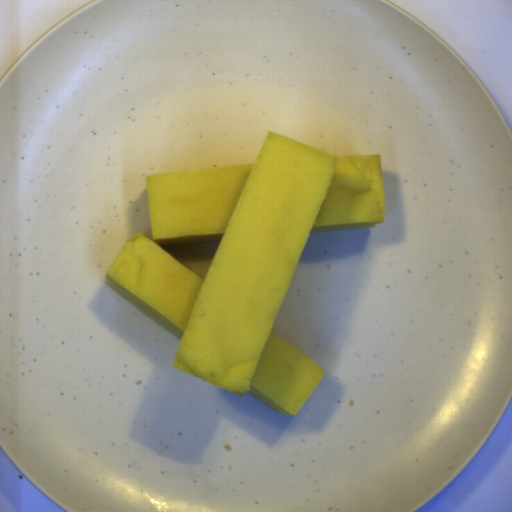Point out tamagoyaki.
Masks as SVG:
<instances>
[{"label": "tamagoyaki", "mask_w": 512, "mask_h": 512, "mask_svg": "<svg viewBox=\"0 0 512 512\" xmlns=\"http://www.w3.org/2000/svg\"><path fill=\"white\" fill-rule=\"evenodd\" d=\"M149 226L103 285L179 340L173 368L295 416L324 372L273 328L312 232L385 221L382 155H335L276 131L253 164L154 173ZM205 279L165 245L218 241Z\"/></svg>", "instance_id": "1"}]
</instances>
